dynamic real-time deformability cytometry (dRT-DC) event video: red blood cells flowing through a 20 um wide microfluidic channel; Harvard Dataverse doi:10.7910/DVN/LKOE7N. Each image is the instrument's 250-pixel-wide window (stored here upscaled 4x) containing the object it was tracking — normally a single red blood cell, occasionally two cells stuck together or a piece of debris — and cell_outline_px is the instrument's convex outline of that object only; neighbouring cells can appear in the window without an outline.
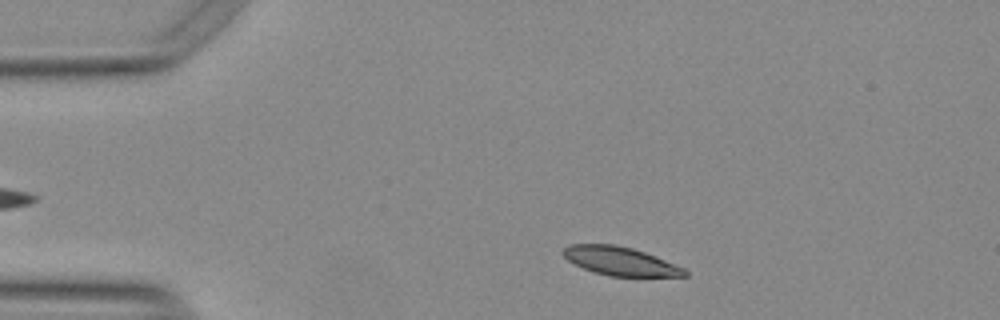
{"species": "Egyptian fruit bat (a non-hibernating species)", "species_latin": "Rousettus aegyptiacus", "temperature_condition": "warm", "stored_images_in_passage": 41, "camera_frame_rate_fps": 3000, "um_per_image_px": 0.085, "animal": {"sex": "female"}, "frame": {"image": 1, "passage_image": 5, "time_ms": 1.333, "image_size_px": [1000, 320], "cell_outline_px": [[688, 276], [608, 276], [584, 268], [568, 260], [560, 252], [568, 244], [616, 244], [632, 248], [644, 252], [684, 268], [688, 272]], "centroid_in_image_um": [52.69, 22.18], "position_along_channel_um": 32.3, "area_um2": 20.0}}
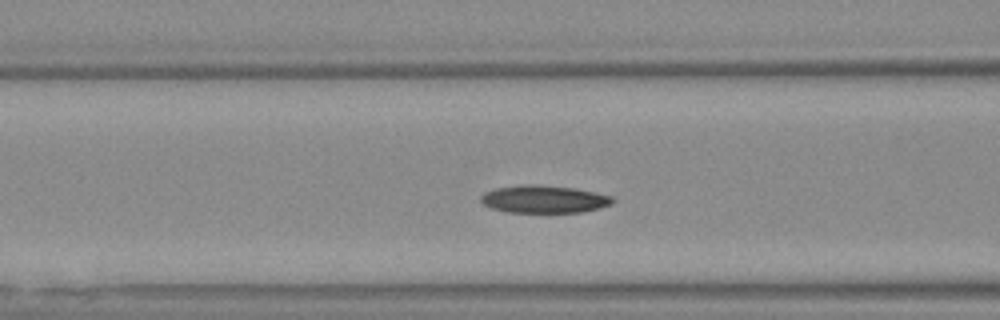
{"frame": {"image": 2, "passage_image": 16, "time_ms": 5.0, "image_size_px": [1000, 320], "cell_outline_px": [[616, 200], [612, 204], [600, 208], [584, 212], [508, 212], [492, 208], [484, 204], [480, 200], [480, 196], [484, 192], [496, 188], [520, 184], [536, 184], [572, 188], [596, 192], [612, 196]], "centroid_in_image_um": [46.26, 16.92], "position_along_channel_um": 120.3, "area_um2": 21.33}}
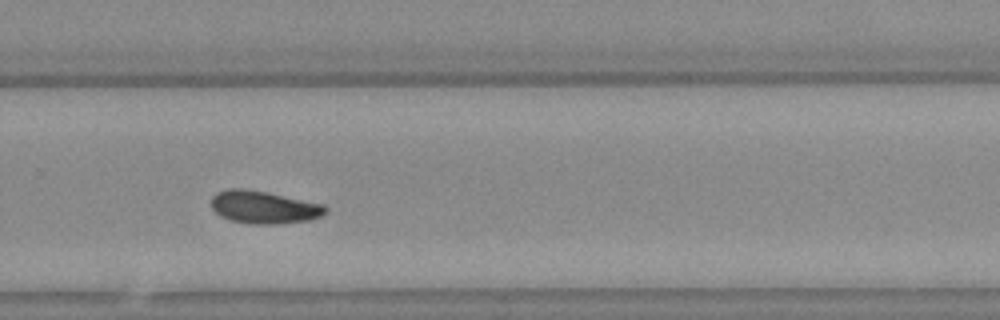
{"frame": {"image": 3, "passage_image": 31, "time_ms": 10.0, "image_size_px": [1000, 320], "cell_outline_px": [[328, 212], [320, 216], [308, 220], [280, 224], [248, 224], [228, 220], [220, 216], [212, 208], [212, 196], [216, 192], [232, 188], [244, 188], [324, 204], [328, 208]], "centroid_in_image_um": [22.42, 17.63], "position_along_channel_um": 307.4, "area_um2": 21.79}, "authors_computed_cell_mechanics": {"area_um2": 21.1548, "velocity_mm_per_s": 3.7513, "shape_relaxation_time_tau1_ms": 10.9451, "shape_relaxation_time_tau2_ms": null, "deformation_change_tau1": 0.1765, "deformation_change_tau2": null}}